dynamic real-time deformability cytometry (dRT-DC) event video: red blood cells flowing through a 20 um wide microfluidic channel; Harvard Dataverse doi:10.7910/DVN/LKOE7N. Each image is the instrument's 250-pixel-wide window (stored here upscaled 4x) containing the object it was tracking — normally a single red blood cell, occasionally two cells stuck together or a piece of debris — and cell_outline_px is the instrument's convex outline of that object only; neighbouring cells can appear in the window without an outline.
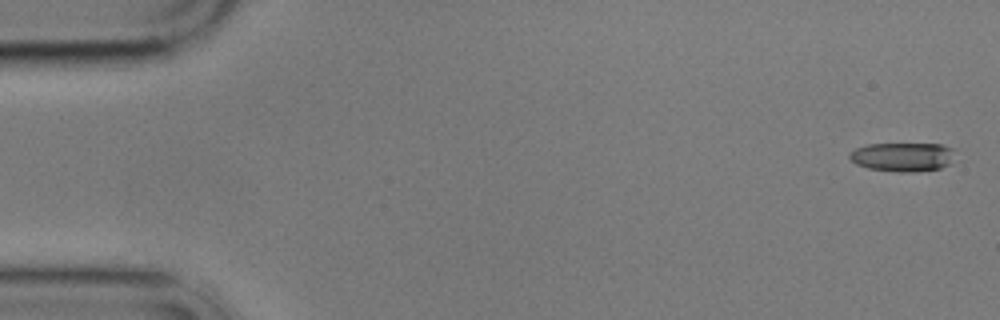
{"species": "common noctule bat (a hibernating species)", "species_latin": "Nyctalus noctula", "temperature_condition": "cold", "stored_images_in_passage": 5, "camera_frame_rate_fps": 3000, "um_per_image_px": 0.085, "animal": {"sex": "male", "body_mass_g": 17.9}, "frame": {"image": 1, "passage_image": 1, "time_ms": 0.0, "image_size_px": [1000, 320], "cell_outline_px": [[952, 148], [948, 164], [940, 168], [912, 172], [900, 172], [868, 168], [856, 164], [848, 156], [848, 152], [856, 148], [868, 144], [940, 144]], "centroid_in_image_um": [76.64, 13.33], "position_along_channel_um": 8.4, "area_um2": 17.46}}
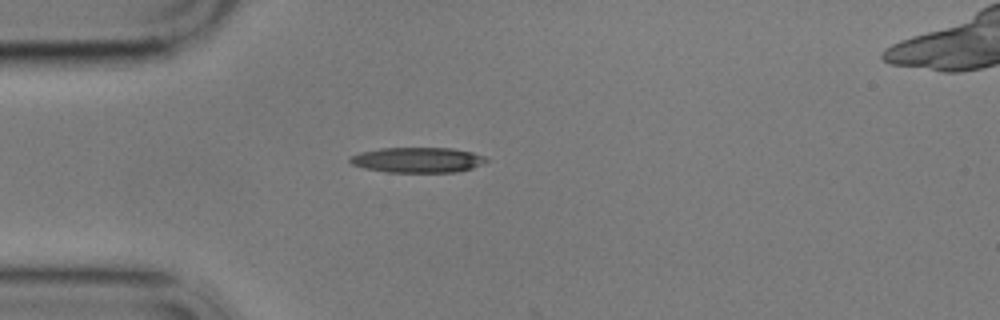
{"frame": {"image": 2, "passage_image": 5, "time_ms": 4.667, "image_size_px": [1000, 320], "cell_outline_px": [[488, 160], [484, 164], [472, 168], [456, 172], [388, 172], [364, 168], [352, 164], [348, 160], [348, 156], [360, 152], [380, 148], [452, 148], [472, 152], [484, 156]], "centroid_in_image_um": [35.48, 13.59], "position_along_channel_um": 49.5, "area_um2": 20.17}}